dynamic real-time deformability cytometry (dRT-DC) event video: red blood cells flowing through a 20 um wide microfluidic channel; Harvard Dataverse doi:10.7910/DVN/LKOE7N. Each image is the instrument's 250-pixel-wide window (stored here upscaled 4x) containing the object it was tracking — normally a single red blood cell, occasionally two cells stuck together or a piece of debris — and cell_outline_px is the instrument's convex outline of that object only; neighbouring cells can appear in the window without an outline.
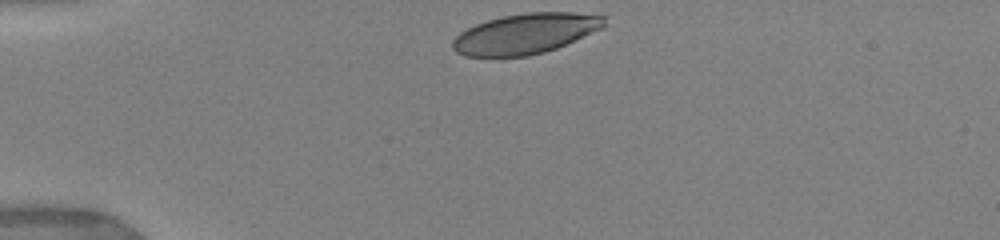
{"species": "human", "species_latin": "Homo sapiens", "temperature_condition": "warm", "stored_images_in_passage": 41, "camera_frame_rate_fps": 3000, "um_per_image_px": 0.085, "donor": {"sex": "female"}, "frame": {"image": 1, "passage_image": 1, "time_ms": 0.0, "image_size_px": [1000, 240], "cell_outline_px": [[604, 28], [556, 48], [544, 52], [528, 56], [464, 56], [456, 52], [452, 48], [452, 40], [460, 32], [476, 24], [488, 20], [504, 16], [528, 12], [572, 12], [604, 16]], "centroid_in_image_um": [44.65, 2.86], "position_along_channel_um": 40.3, "area_um2": 35.43}}
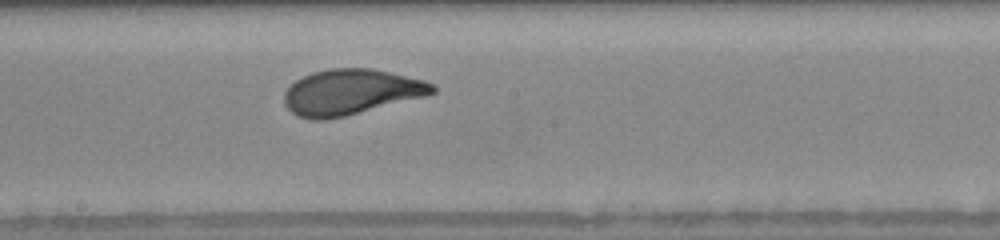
{"frame": {"image": 2, "passage_image": 23, "time_ms": 5.667, "image_size_px": [1000, 240], "cell_outline_px": [[436, 92], [424, 96], [344, 116], [324, 120], [312, 120], [296, 116], [284, 104], [284, 92], [296, 80], [312, 72], [328, 68], [372, 68], [424, 80], [436, 84]], "centroid_in_image_um": [29.81, 7.82], "position_along_channel_um": 218.4, "area_um2": 39.19}}
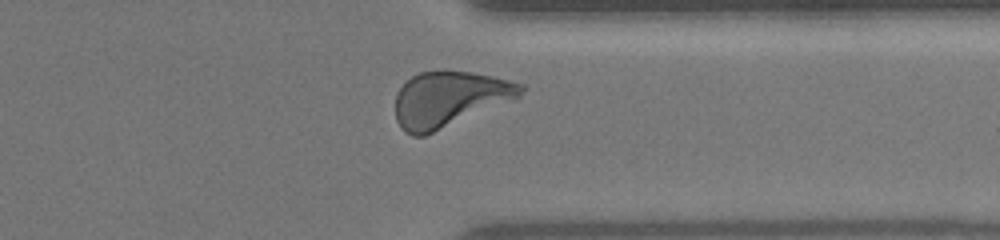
{"frame": {"image": 3, "passage_image": 38, "time_ms": 9.667, "image_size_px": [1000, 240], "cell_outline_px": [[524, 92], [516, 100], [424, 136], [412, 136], [404, 132], [400, 128], [396, 120], [396, 92], [412, 76], [420, 72], [444, 68], [472, 72], [492, 76], [524, 84]], "centroid_in_image_um": [38.21, 8.41], "position_along_channel_um": 373.2, "area_um2": 41.38}, "authors_computed_cell_mechanics": {"area_um2": 38.8416, "velocity_mm_per_s": 3.878, "shape_relaxation_time_tau1_ms": 3.4072, "shape_relaxation_time_tau2_ms": null, "deformation_change_tau1": 0.1655, "deformation_change_tau2": null}}